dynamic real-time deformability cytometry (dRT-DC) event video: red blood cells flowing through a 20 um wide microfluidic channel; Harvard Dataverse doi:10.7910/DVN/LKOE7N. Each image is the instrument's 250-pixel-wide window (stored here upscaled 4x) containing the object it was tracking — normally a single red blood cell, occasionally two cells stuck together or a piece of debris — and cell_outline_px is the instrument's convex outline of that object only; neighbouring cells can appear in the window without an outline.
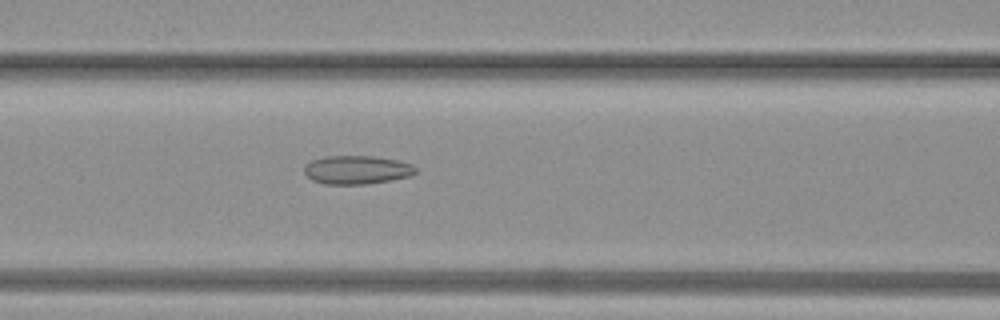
{"species": "common noctule bat (a hibernating species)", "species_latin": "Nyctalus noctula", "temperature_condition": "warm", "stored_images_in_passage": 30, "camera_frame_rate_fps": 3000, "um_per_image_px": 0.085, "animal": {"sex": "female", "body_mass_g": 19.3, "forearm_length_mm": 54.1}, "frame": {"image": 1, "passage_image": 7, "time_ms": 2.0, "image_size_px": [1000, 320], "cell_outline_px": [[416, 172], [412, 176], [392, 180], [364, 184], [324, 184], [312, 180], [304, 172], [304, 168], [312, 160], [324, 156], [376, 156], [396, 160], [412, 164], [416, 168]], "centroid_in_image_um": [30.35, 14.43], "position_along_channel_um": 136.2, "area_um2": 18.55}}
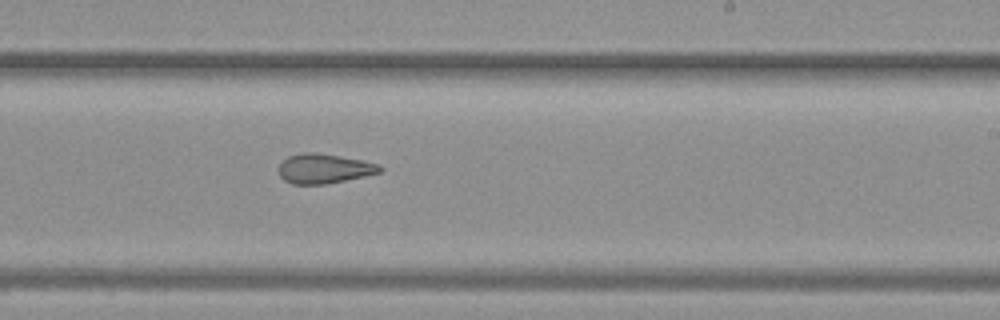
{"frame": {"image": 2, "passage_image": 14, "time_ms": 4.333, "image_size_px": [1000, 320], "cell_outline_px": [[384, 168], [380, 172], [364, 176], [328, 184], [292, 184], [284, 180], [280, 176], [280, 164], [288, 156], [304, 152], [312, 152], [340, 156], [380, 164]], "centroid_in_image_um": [27.56, 14.34], "position_along_channel_um": 261.4, "area_um2": 17.34}}
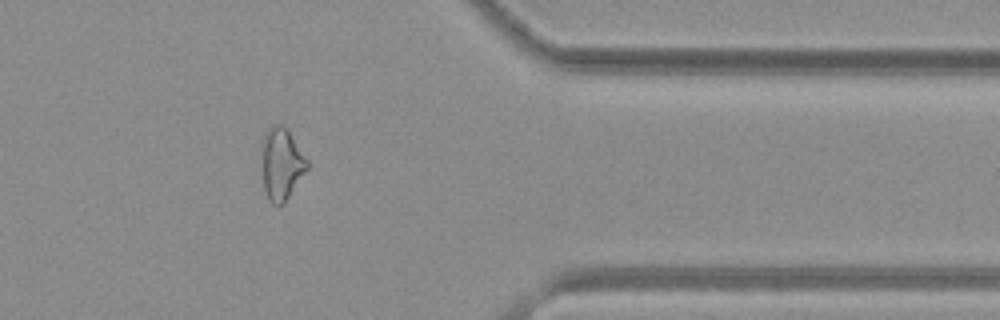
{"frame": {"image": 3, "passage_image": 22, "time_ms": 7.0, "image_size_px": [1000, 320], "cell_outline_px": [[308, 168], [284, 204], [272, 204], [268, 200], [264, 188], [260, 148], [264, 132], [272, 124], [284, 124], [288, 128], [308, 160]], "centroid_in_image_um": [23.9, 13.88], "position_along_channel_um": 387.5, "area_um2": 19.59}}